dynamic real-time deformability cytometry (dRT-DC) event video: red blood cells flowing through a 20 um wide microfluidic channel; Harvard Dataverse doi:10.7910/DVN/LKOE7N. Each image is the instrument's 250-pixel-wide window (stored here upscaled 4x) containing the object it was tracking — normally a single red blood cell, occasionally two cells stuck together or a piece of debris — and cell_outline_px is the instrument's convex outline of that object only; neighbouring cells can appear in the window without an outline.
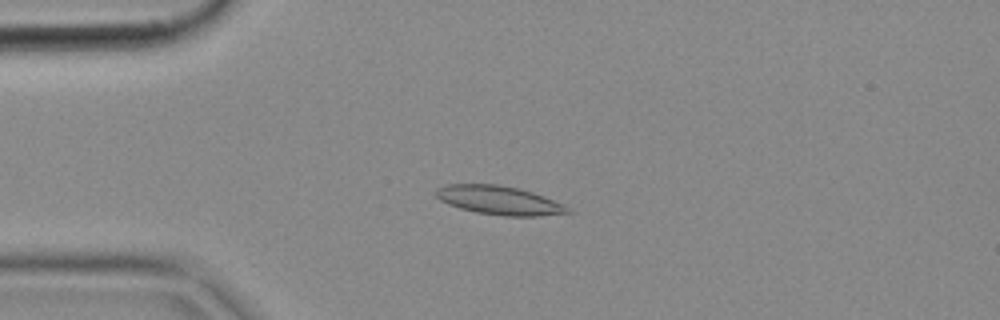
{"species": "common noctule bat (a hibernating species)", "species_latin": "Nyctalus noctula", "temperature_condition": "cold", "stored_images_in_passage": 4, "camera_frame_rate_fps": 3000, "um_per_image_px": 0.085, "animal": {"sex": "female", "body_mass_g": 18.4}, "frame": {"image": 1, "passage_image": 3, "time_ms": 0.667, "image_size_px": [1000, 320], "cell_outline_px": [[572, 212], [540, 216], [504, 216], [476, 212], [460, 208], [448, 204], [440, 200], [436, 196], [436, 188], [444, 184], [496, 184], [520, 188], [544, 196], [564, 204]], "centroid_in_image_um": [42.42, 17.02], "position_along_channel_um": 42.6, "area_um2": 22.14}}